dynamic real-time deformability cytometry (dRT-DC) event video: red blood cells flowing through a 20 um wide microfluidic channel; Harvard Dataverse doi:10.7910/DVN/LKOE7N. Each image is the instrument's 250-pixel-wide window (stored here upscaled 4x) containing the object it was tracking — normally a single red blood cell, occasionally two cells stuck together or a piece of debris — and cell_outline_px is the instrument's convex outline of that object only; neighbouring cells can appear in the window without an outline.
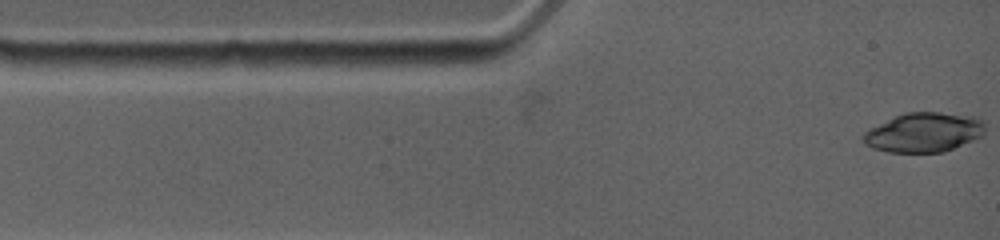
{"species": "common noctule bat (a hibernating species)", "species_latin": "Nyctalus noctula", "temperature_condition": "warm", "stored_images_in_passage": 27, "camera_frame_rate_fps": 4500, "um_per_image_px": 0.085, "animal": {"sex": "female", "body_mass_g": 19.0, "forearm_length_mm": 53.3}, "frame": {"image": 1, "passage_image": 1, "time_ms": 0.0, "image_size_px": [1000, 240], "cell_outline_px": [[984, 132], [980, 136], [972, 140], [944, 152], [888, 152], [872, 148], [864, 144], [860, 136], [868, 128], [904, 112], [940, 112], [976, 116], [984, 120]], "centroid_in_image_um": [78.49, 11.24], "position_along_channel_um": 6.5, "area_um2": 28.26}}
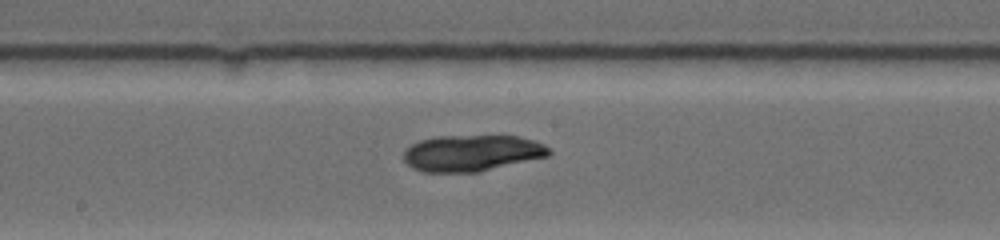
{"frame": {"image": 2, "passage_image": 16, "time_ms": 6.444, "image_size_px": [1000, 240], "cell_outline_px": [[552, 152], [548, 156], [480, 172], [420, 172], [412, 168], [404, 160], [404, 152], [412, 144], [420, 140], [436, 136], [520, 136], [544, 144]], "centroid_in_image_um": [40.11, 13.02], "position_along_channel_um": 208.1, "area_um2": 30.81}}
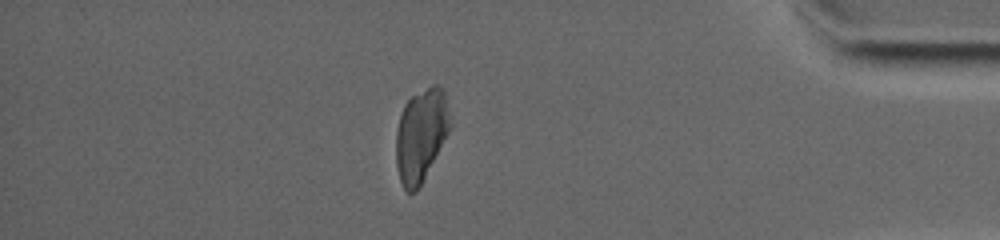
{"frame": {"image": 3, "passage_image": 27, "time_ms": 12.667, "image_size_px": [1000, 240], "cell_outline_px": [[452, 124], [448, 132], [416, 192], [408, 192], [404, 188], [400, 180], [396, 164], [396, 132], [400, 116], [404, 104], [412, 96], [432, 84], [440, 84], [444, 88]], "centroid_in_image_um": [35.79, 11.42], "position_along_channel_um": 399.4, "area_um2": 29.02}, "authors_computed_cell_mechanics": {"area_um2": 29.767, "velocity_mm_per_s": 3.7877, "shape_relaxation_time_tau1_ms": 10.7374, "shape_relaxation_time_tau2_ms": null, "deformation_change_tau1": 0.138, "deformation_change_tau2": null}}